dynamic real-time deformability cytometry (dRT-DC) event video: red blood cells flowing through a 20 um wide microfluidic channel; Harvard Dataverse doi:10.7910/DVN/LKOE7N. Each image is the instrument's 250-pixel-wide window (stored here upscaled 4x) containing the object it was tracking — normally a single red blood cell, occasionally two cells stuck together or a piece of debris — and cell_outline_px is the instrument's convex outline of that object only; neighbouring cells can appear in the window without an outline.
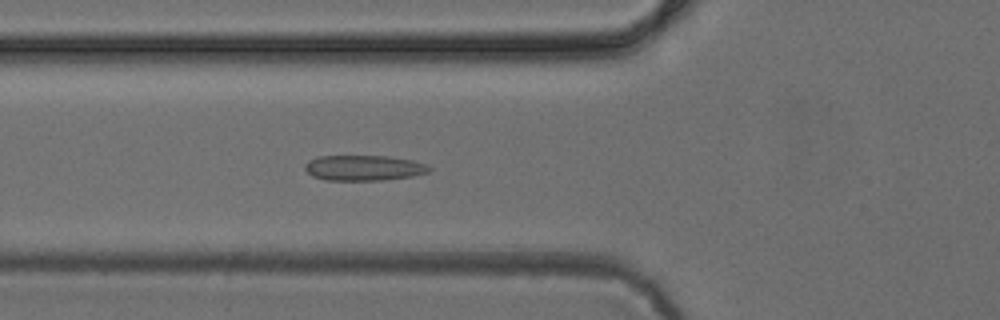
{"species": "common noctule bat (a hibernating species)", "species_latin": "Nyctalus noctula", "temperature_condition": "cold", "stored_images_in_passage": 51, "camera_frame_rate_fps": 3000, "um_per_image_px": 0.085, "animal": {"sex": "female", "body_mass_g": 24.6, "forearm_length_mm": 56.2}, "frame": {"image": 1, "passage_image": 18, "time_ms": 5.667, "image_size_px": [1000, 320], "cell_outline_px": [[432, 168], [428, 172], [412, 176], [384, 180], [324, 180], [312, 176], [304, 168], [304, 164], [308, 160], [316, 156], [388, 156], [412, 160], [428, 164]], "centroid_in_image_um": [30.91, 14.27], "position_along_channel_um": 94.9, "area_um2": 18.55}}
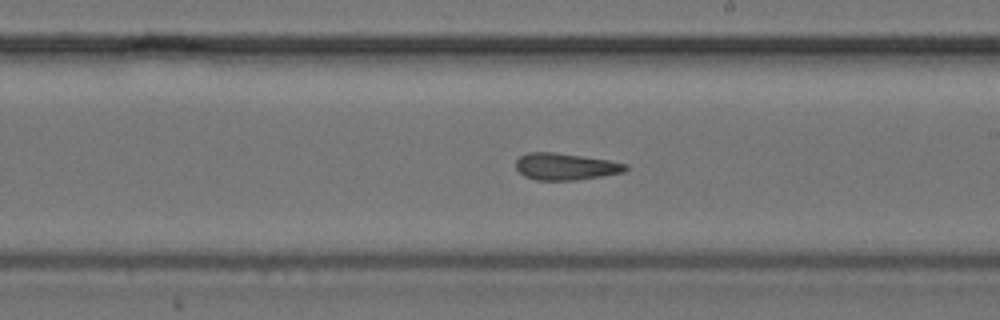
{"frame": {"image": 2, "passage_image": 29, "time_ms": 9.333, "image_size_px": [1000, 320], "cell_outline_px": [[628, 168], [624, 172], [576, 180], [536, 180], [524, 176], [516, 168], [516, 160], [520, 156], [528, 152], [552, 152], [608, 160], [628, 164]], "centroid_in_image_um": [48.05, 14.16], "position_along_channel_um": 241.0, "area_um2": 16.99}}
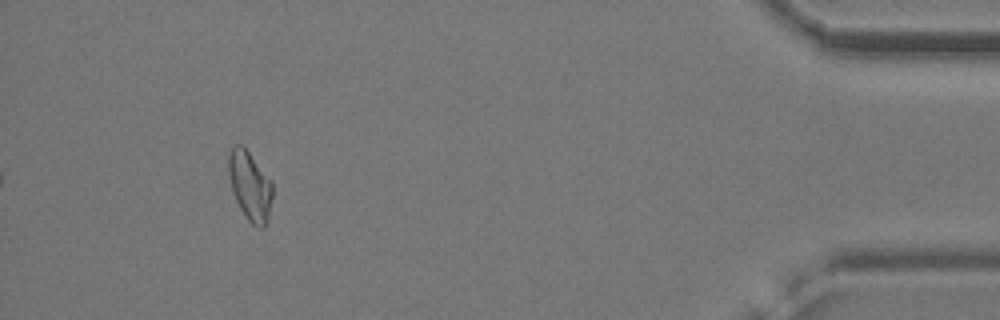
{"frame": {"image": 3, "passage_image": 47, "time_ms": 15.333, "image_size_px": [1000, 320], "cell_outline_px": [[272, 196], [268, 220], [264, 228], [256, 228], [248, 220], [240, 208], [232, 192], [228, 176], [228, 152], [232, 144], [244, 144], [272, 180]], "centroid_in_image_um": [21.23, 15.74], "position_along_channel_um": 414.0, "area_um2": 18.32}}